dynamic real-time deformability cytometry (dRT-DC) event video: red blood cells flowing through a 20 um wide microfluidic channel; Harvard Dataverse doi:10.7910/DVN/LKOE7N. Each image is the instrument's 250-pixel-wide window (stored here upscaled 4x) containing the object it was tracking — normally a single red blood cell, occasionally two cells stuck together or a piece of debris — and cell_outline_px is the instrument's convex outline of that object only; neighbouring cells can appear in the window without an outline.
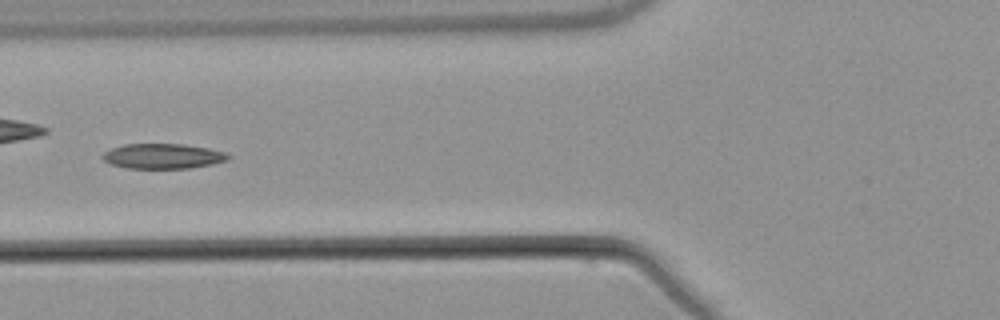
{"species": "common noctule bat (a hibernating species)", "species_latin": "Nyctalus noctula", "temperature_condition": "warm", "stored_images_in_passage": 3, "camera_frame_rate_fps": 3000, "um_per_image_px": 0.085, "animal": {"sex": "male", "body_mass_g": 21.5, "forearm_length_mm": 52.0}, "frame": {"image": 1, "passage_image": 3, "time_ms": 2.333, "image_size_px": [1000, 320], "cell_outline_px": [[232, 156], [228, 160], [212, 164], [188, 168], [128, 168], [112, 164], [104, 160], [100, 156], [104, 152], [112, 148], [124, 144], [184, 144], [208, 148], [224, 152]], "centroid_in_image_um": [13.85, 13.27], "position_along_channel_um": 111.9, "area_um2": 18.26}}